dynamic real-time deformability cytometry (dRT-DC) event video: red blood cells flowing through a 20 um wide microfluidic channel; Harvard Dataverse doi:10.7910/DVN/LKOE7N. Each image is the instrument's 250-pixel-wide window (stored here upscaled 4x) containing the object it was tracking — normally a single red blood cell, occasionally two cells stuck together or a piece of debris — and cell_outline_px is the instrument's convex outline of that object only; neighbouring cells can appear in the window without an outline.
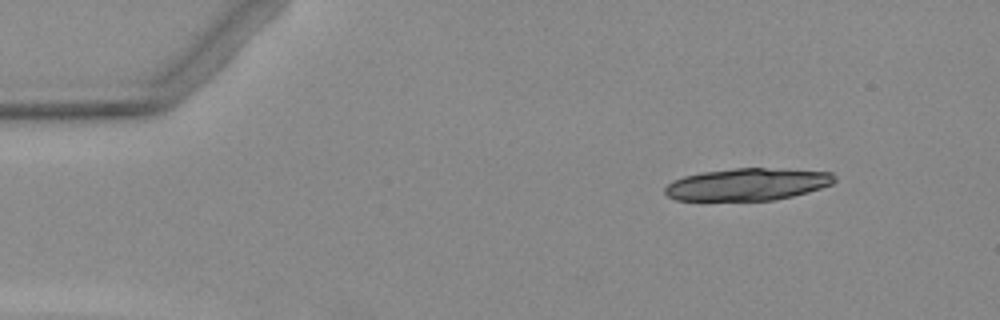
{"species": "Egyptian fruit bat (a non-hibernating species)", "species_latin": "Rousettus aegyptiacus", "temperature_condition": "warm", "stored_images_in_passage": 3, "camera_frame_rate_fps": 3000, "um_per_image_px": 0.085, "animal": {"sex": "female"}, "frame": {"image": 1, "passage_image": 1, "time_ms": 0.0, "image_size_px": [1000, 320], "cell_outline_px": [[836, 180], [832, 184], [808, 192], [792, 196], [772, 200], [676, 200], [668, 196], [664, 192], [664, 188], [668, 184], [684, 176], [704, 172], [736, 168], [764, 168], [832, 172], [836, 176]], "centroid_in_image_um": [63.55, 15.67], "position_along_channel_um": 21.4, "area_um2": 31.5}}